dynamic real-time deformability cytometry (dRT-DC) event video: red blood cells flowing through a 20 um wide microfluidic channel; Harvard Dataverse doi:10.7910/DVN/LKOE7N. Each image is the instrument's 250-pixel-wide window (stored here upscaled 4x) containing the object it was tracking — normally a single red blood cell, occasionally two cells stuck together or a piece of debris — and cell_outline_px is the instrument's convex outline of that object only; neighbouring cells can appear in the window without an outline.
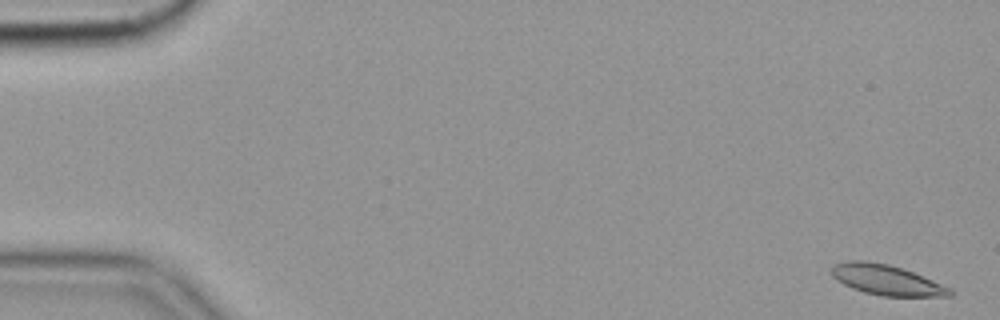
{"species": "common noctule bat (a hibernating species)", "species_latin": "Nyctalus noctula", "temperature_condition": "cold", "stored_images_in_passage": 58, "camera_frame_rate_fps": 3000, "um_per_image_px": 0.085, "animal": {"sex": "female", "body_mass_g": 19.9}, "frame": {"image": 1, "passage_image": 2, "time_ms": 0.333, "image_size_px": [1000, 320], "cell_outline_px": [[956, 292], [952, 296], [880, 296], [864, 292], [852, 288], [836, 280], [832, 276], [832, 268], [836, 264], [848, 260], [864, 260], [888, 264], [912, 272], [952, 288]], "centroid_in_image_um": [75.38, 23.8], "position_along_channel_um": 9.6, "area_um2": 20.81}}
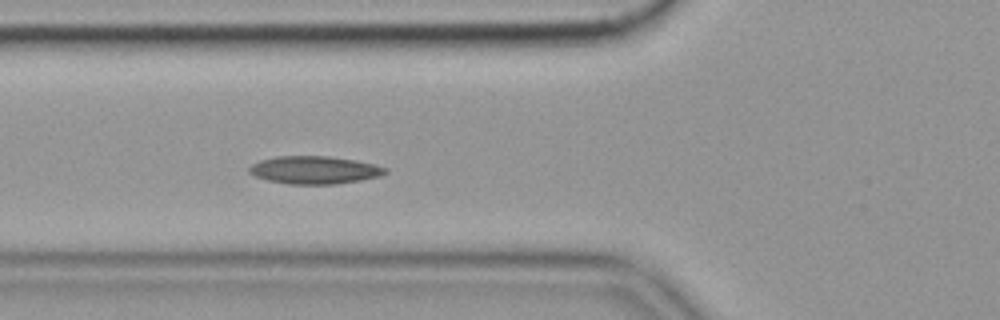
{"frame": {"image": 2, "passage_image": 22, "time_ms": 7.0, "image_size_px": [1000, 320], "cell_outline_px": [[388, 172], [380, 176], [360, 180], [336, 184], [288, 184], [268, 180], [256, 176], [248, 172], [248, 168], [252, 164], [260, 160], [276, 156], [328, 156], [356, 160], [388, 168]], "centroid_in_image_um": [26.73, 14.45], "position_along_channel_um": 99.1, "area_um2": 22.02}, "authors_computed_cell_mechanics": {"area_um2": 20.9814, "velocity_mm_per_s": 3.4976, "shape_relaxation_time_tau1_ms": null, "shape_relaxation_time_tau2_ms": 6.7424, "deformation_change_tau1": null, "deformation_change_tau2": 0.1234}}